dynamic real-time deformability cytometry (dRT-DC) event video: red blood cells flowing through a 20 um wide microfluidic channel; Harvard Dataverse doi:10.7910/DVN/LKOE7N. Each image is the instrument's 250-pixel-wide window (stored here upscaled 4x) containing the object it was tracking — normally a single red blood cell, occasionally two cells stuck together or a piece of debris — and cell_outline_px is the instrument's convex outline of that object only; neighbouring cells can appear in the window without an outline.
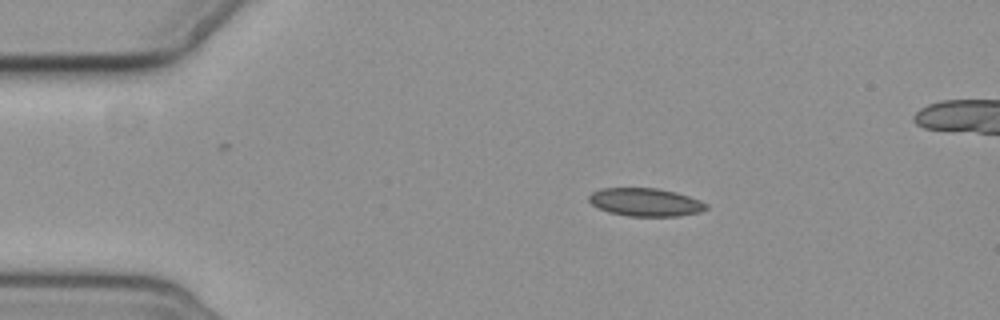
{"species": "common noctule bat (a hibernating species)", "species_latin": "Nyctalus noctula", "temperature_condition": "cold", "stored_images_in_passage": 8, "camera_frame_rate_fps": 3000, "um_per_image_px": 0.085, "animal": {"sex": "female", "body_mass_g": 19.3, "forearm_length_mm": 54.1}, "frame": {"image": 1, "passage_image": 3, "time_ms": 2.333, "image_size_px": [1000, 320], "cell_outline_px": [[708, 208], [700, 212], [680, 216], [628, 216], [608, 212], [592, 204], [588, 200], [588, 196], [592, 192], [600, 188], [656, 188], [676, 192], [700, 200], [708, 204]], "centroid_in_image_um": [54.87, 17.18], "position_along_channel_um": 30.1, "area_um2": 19.25}}
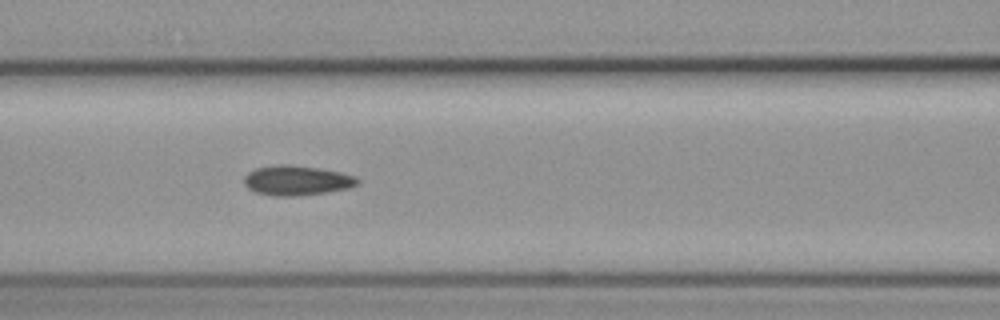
{"frame": {"image": 2, "passage_image": 7, "time_ms": 7.0, "image_size_px": [1000, 320], "cell_outline_px": [[360, 184], [348, 188], [328, 192], [300, 196], [272, 196], [256, 192], [248, 188], [244, 184], [244, 176], [248, 172], [256, 168], [276, 164], [288, 164], [320, 168], [340, 172], [356, 176], [360, 180]], "centroid_in_image_um": [25.24, 15.34], "position_along_channel_um": 141.4, "area_um2": 20.0}}
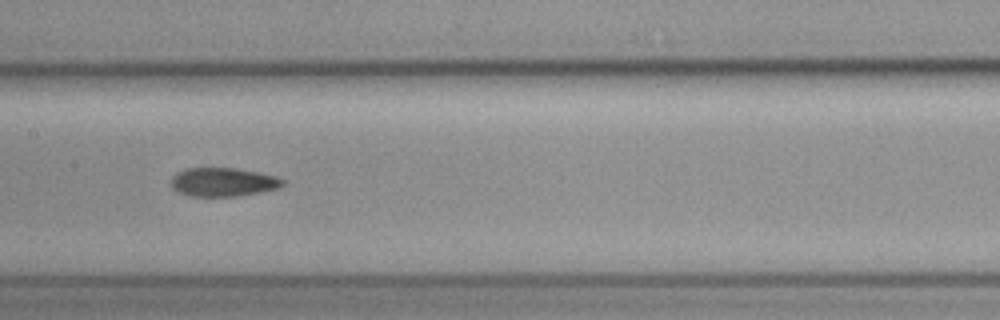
{"frame": {"image": 3, "passage_image": 8, "time_ms": 8.333, "image_size_px": [1000, 320], "cell_outline_px": [[284, 184], [280, 188], [260, 192], [236, 196], [188, 196], [176, 192], [172, 188], [172, 176], [176, 172], [184, 168], [236, 168], [276, 176], [284, 180]], "centroid_in_image_um": [18.93, 15.48], "position_along_channel_um": 188.5, "area_um2": 18.79}}